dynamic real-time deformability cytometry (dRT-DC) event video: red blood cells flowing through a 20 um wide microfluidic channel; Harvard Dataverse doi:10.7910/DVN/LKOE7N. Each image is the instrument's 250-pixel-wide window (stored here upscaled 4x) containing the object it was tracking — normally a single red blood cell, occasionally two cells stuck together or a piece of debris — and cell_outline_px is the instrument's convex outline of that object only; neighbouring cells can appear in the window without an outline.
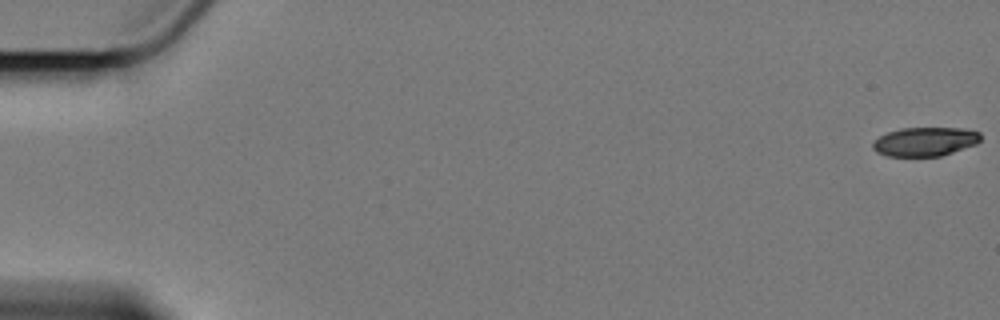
{"species": "Egyptian fruit bat (a non-hibernating species)", "species_latin": "Rousettus aegyptiacus", "temperature_condition": "cold", "stored_images_in_passage": 17, "camera_frame_rate_fps": 3000, "um_per_image_px": 0.085, "animal": {"sex": "female"}, "frame": {"image": 1, "passage_image": 1, "time_ms": 0.0, "image_size_px": [1000, 320], "cell_outline_px": [[980, 140], [976, 144], [940, 156], [888, 156], [876, 152], [872, 148], [872, 144], [880, 136], [888, 132], [900, 128], [968, 128], [980, 132]], "centroid_in_image_um": [78.63, 12.03], "position_along_channel_um": 6.4, "area_um2": 18.15}}
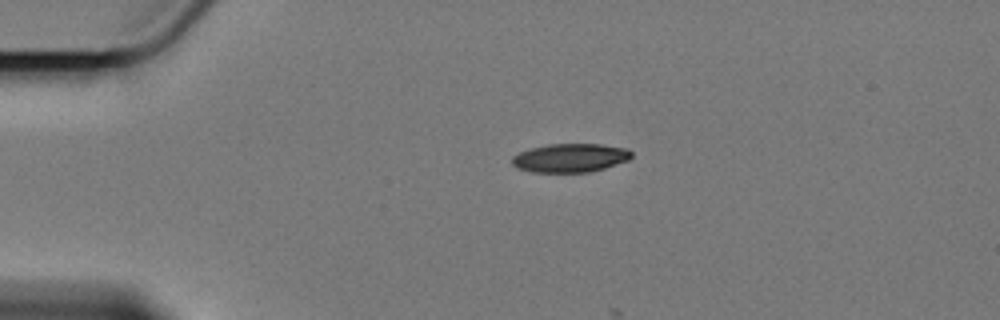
{"frame": {"image": 2, "passage_image": 14, "time_ms": 4.333, "image_size_px": [1000, 320], "cell_outline_px": [[632, 156], [628, 160], [604, 168], [588, 172], [532, 172], [516, 168], [512, 164], [512, 156], [520, 152], [532, 148], [548, 144], [600, 144], [628, 148], [632, 152]], "centroid_in_image_um": [48.47, 13.42], "position_along_channel_um": 36.5, "area_um2": 19.94}}